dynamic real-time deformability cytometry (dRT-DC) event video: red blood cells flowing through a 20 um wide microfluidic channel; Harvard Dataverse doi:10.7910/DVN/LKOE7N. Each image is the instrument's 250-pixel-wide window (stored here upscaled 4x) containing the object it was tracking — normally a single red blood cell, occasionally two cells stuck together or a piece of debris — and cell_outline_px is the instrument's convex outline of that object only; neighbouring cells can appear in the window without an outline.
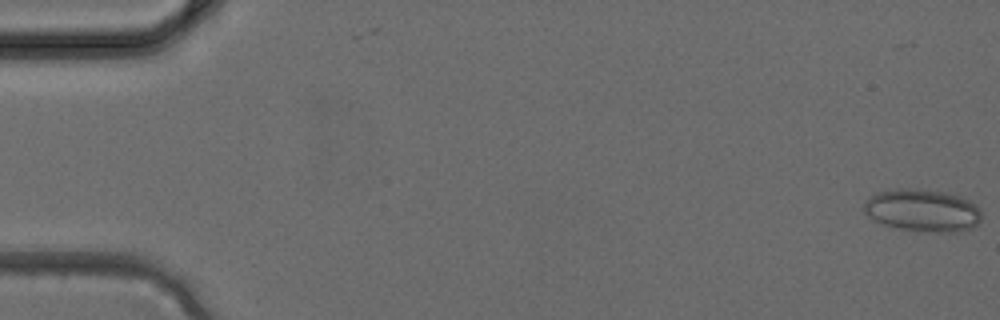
{"species": "common noctule bat (a hibernating species)", "species_latin": "Nyctalus noctula", "temperature_condition": "cold", "stored_images_in_passage": 4, "camera_frame_rate_fps": 3000, "um_per_image_px": 0.085, "animal": {"sex": "female", "body_mass_g": 24.6, "forearm_length_mm": 56.2}, "frame": {"image": 1, "passage_image": 1, "time_ms": 0.0, "image_size_px": [1000, 320], "cell_outline_px": [[980, 220], [972, 228], [956, 232], [936, 232], [900, 228], [884, 224], [868, 216], [864, 212], [864, 204], [868, 196], [876, 192], [896, 188], [908, 188], [944, 192], [968, 200], [976, 204], [980, 208]], "centroid_in_image_um": [78.4, 17.87], "position_along_channel_um": 6.6, "area_um2": 28.84}}